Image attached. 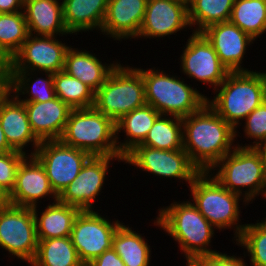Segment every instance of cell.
Returning <instances> with one entry per match:
<instances>
[{"mask_svg":"<svg viewBox=\"0 0 266 266\" xmlns=\"http://www.w3.org/2000/svg\"><path fill=\"white\" fill-rule=\"evenodd\" d=\"M120 224V221L111 222L94 210H83L78 214L70 238L84 266L112 248Z\"/></svg>","mask_w":266,"mask_h":266,"instance_id":"10","label":"cell"},{"mask_svg":"<svg viewBox=\"0 0 266 266\" xmlns=\"http://www.w3.org/2000/svg\"><path fill=\"white\" fill-rule=\"evenodd\" d=\"M262 196L266 198V184H265V189H264V192H263Z\"/></svg>","mask_w":266,"mask_h":266,"instance_id":"46","label":"cell"},{"mask_svg":"<svg viewBox=\"0 0 266 266\" xmlns=\"http://www.w3.org/2000/svg\"><path fill=\"white\" fill-rule=\"evenodd\" d=\"M37 208V206L33 207L32 210L38 240L69 237L74 221L82 211L78 207L56 201L48 204L38 217Z\"/></svg>","mask_w":266,"mask_h":266,"instance_id":"25","label":"cell"},{"mask_svg":"<svg viewBox=\"0 0 266 266\" xmlns=\"http://www.w3.org/2000/svg\"><path fill=\"white\" fill-rule=\"evenodd\" d=\"M123 224L115 231L112 248L125 266H150V245L141 234Z\"/></svg>","mask_w":266,"mask_h":266,"instance_id":"28","label":"cell"},{"mask_svg":"<svg viewBox=\"0 0 266 266\" xmlns=\"http://www.w3.org/2000/svg\"><path fill=\"white\" fill-rule=\"evenodd\" d=\"M108 0H62L63 19L69 34L101 30Z\"/></svg>","mask_w":266,"mask_h":266,"instance_id":"24","label":"cell"},{"mask_svg":"<svg viewBox=\"0 0 266 266\" xmlns=\"http://www.w3.org/2000/svg\"><path fill=\"white\" fill-rule=\"evenodd\" d=\"M56 38L29 34L19 51L7 63L9 71H41L53 74L63 71L70 46Z\"/></svg>","mask_w":266,"mask_h":266,"instance_id":"13","label":"cell"},{"mask_svg":"<svg viewBox=\"0 0 266 266\" xmlns=\"http://www.w3.org/2000/svg\"><path fill=\"white\" fill-rule=\"evenodd\" d=\"M195 266H247L241 256L227 255L225 253H215L198 258Z\"/></svg>","mask_w":266,"mask_h":266,"instance_id":"38","label":"cell"},{"mask_svg":"<svg viewBox=\"0 0 266 266\" xmlns=\"http://www.w3.org/2000/svg\"><path fill=\"white\" fill-rule=\"evenodd\" d=\"M34 156L45 168L52 189L59 195L80 173L91 155L60 140L41 141Z\"/></svg>","mask_w":266,"mask_h":266,"instance_id":"12","label":"cell"},{"mask_svg":"<svg viewBox=\"0 0 266 266\" xmlns=\"http://www.w3.org/2000/svg\"><path fill=\"white\" fill-rule=\"evenodd\" d=\"M244 133L250 139H254L252 144L245 146L237 143L238 147H255L266 137V100L256 109H254L244 120ZM256 140V141H255ZM255 143V144H254Z\"/></svg>","mask_w":266,"mask_h":266,"instance_id":"37","label":"cell"},{"mask_svg":"<svg viewBox=\"0 0 266 266\" xmlns=\"http://www.w3.org/2000/svg\"><path fill=\"white\" fill-rule=\"evenodd\" d=\"M24 9V0H0V13L20 12Z\"/></svg>","mask_w":266,"mask_h":266,"instance_id":"41","label":"cell"},{"mask_svg":"<svg viewBox=\"0 0 266 266\" xmlns=\"http://www.w3.org/2000/svg\"><path fill=\"white\" fill-rule=\"evenodd\" d=\"M183 149L200 172H209L236 145L235 130L208 103L182 118ZM234 145V146H233Z\"/></svg>","mask_w":266,"mask_h":266,"instance_id":"1","label":"cell"},{"mask_svg":"<svg viewBox=\"0 0 266 266\" xmlns=\"http://www.w3.org/2000/svg\"><path fill=\"white\" fill-rule=\"evenodd\" d=\"M56 97L71 109L91 108L95 103V92L79 79L64 70L53 74Z\"/></svg>","mask_w":266,"mask_h":266,"instance_id":"34","label":"cell"},{"mask_svg":"<svg viewBox=\"0 0 266 266\" xmlns=\"http://www.w3.org/2000/svg\"><path fill=\"white\" fill-rule=\"evenodd\" d=\"M29 36L24 11L0 13V59L8 63Z\"/></svg>","mask_w":266,"mask_h":266,"instance_id":"30","label":"cell"},{"mask_svg":"<svg viewBox=\"0 0 266 266\" xmlns=\"http://www.w3.org/2000/svg\"><path fill=\"white\" fill-rule=\"evenodd\" d=\"M190 27L188 5L179 0H148L139 38L175 35Z\"/></svg>","mask_w":266,"mask_h":266,"instance_id":"17","label":"cell"},{"mask_svg":"<svg viewBox=\"0 0 266 266\" xmlns=\"http://www.w3.org/2000/svg\"><path fill=\"white\" fill-rule=\"evenodd\" d=\"M189 186L192 202L198 211L215 230L233 228L234 240H237L245 227L239 224V201L243 198L223 187L212 177V172H200Z\"/></svg>","mask_w":266,"mask_h":266,"instance_id":"7","label":"cell"},{"mask_svg":"<svg viewBox=\"0 0 266 266\" xmlns=\"http://www.w3.org/2000/svg\"><path fill=\"white\" fill-rule=\"evenodd\" d=\"M86 50L71 48L65 56L64 71L89 86L96 92L105 82L106 78L118 62L108 65ZM100 60V61H99Z\"/></svg>","mask_w":266,"mask_h":266,"instance_id":"23","label":"cell"},{"mask_svg":"<svg viewBox=\"0 0 266 266\" xmlns=\"http://www.w3.org/2000/svg\"><path fill=\"white\" fill-rule=\"evenodd\" d=\"M186 43L180 56L181 71L189 78L210 83L215 91L230 72L202 32H193Z\"/></svg>","mask_w":266,"mask_h":266,"instance_id":"14","label":"cell"},{"mask_svg":"<svg viewBox=\"0 0 266 266\" xmlns=\"http://www.w3.org/2000/svg\"><path fill=\"white\" fill-rule=\"evenodd\" d=\"M9 69L5 62L0 64V101L9 93Z\"/></svg>","mask_w":266,"mask_h":266,"instance_id":"40","label":"cell"},{"mask_svg":"<svg viewBox=\"0 0 266 266\" xmlns=\"http://www.w3.org/2000/svg\"><path fill=\"white\" fill-rule=\"evenodd\" d=\"M59 140L91 156H121L116 142V122L95 107L72 109Z\"/></svg>","mask_w":266,"mask_h":266,"instance_id":"4","label":"cell"},{"mask_svg":"<svg viewBox=\"0 0 266 266\" xmlns=\"http://www.w3.org/2000/svg\"><path fill=\"white\" fill-rule=\"evenodd\" d=\"M47 196L52 197L54 202L58 201V195L52 189L43 165L34 155H27L18 167L8 203L33 208L38 205L37 201Z\"/></svg>","mask_w":266,"mask_h":266,"instance_id":"16","label":"cell"},{"mask_svg":"<svg viewBox=\"0 0 266 266\" xmlns=\"http://www.w3.org/2000/svg\"><path fill=\"white\" fill-rule=\"evenodd\" d=\"M24 103L31 129L40 141L59 140L72 110L60 98Z\"/></svg>","mask_w":266,"mask_h":266,"instance_id":"21","label":"cell"},{"mask_svg":"<svg viewBox=\"0 0 266 266\" xmlns=\"http://www.w3.org/2000/svg\"><path fill=\"white\" fill-rule=\"evenodd\" d=\"M146 104L144 82L139 68L119 63L95 92L94 107L115 122Z\"/></svg>","mask_w":266,"mask_h":266,"instance_id":"8","label":"cell"},{"mask_svg":"<svg viewBox=\"0 0 266 266\" xmlns=\"http://www.w3.org/2000/svg\"><path fill=\"white\" fill-rule=\"evenodd\" d=\"M114 159L124 160L122 156H91L78 176L58 195V201L82 211L94 209L92 204L102 191L110 161Z\"/></svg>","mask_w":266,"mask_h":266,"instance_id":"15","label":"cell"},{"mask_svg":"<svg viewBox=\"0 0 266 266\" xmlns=\"http://www.w3.org/2000/svg\"><path fill=\"white\" fill-rule=\"evenodd\" d=\"M87 266H125V264L115 250L110 248L99 257L95 258Z\"/></svg>","mask_w":266,"mask_h":266,"instance_id":"39","label":"cell"},{"mask_svg":"<svg viewBox=\"0 0 266 266\" xmlns=\"http://www.w3.org/2000/svg\"><path fill=\"white\" fill-rule=\"evenodd\" d=\"M215 90L207 103L236 130L240 120L266 100V72H230Z\"/></svg>","mask_w":266,"mask_h":266,"instance_id":"3","label":"cell"},{"mask_svg":"<svg viewBox=\"0 0 266 266\" xmlns=\"http://www.w3.org/2000/svg\"><path fill=\"white\" fill-rule=\"evenodd\" d=\"M26 156L15 150L0 154V187L7 195L15 186L18 167Z\"/></svg>","mask_w":266,"mask_h":266,"instance_id":"36","label":"cell"},{"mask_svg":"<svg viewBox=\"0 0 266 266\" xmlns=\"http://www.w3.org/2000/svg\"><path fill=\"white\" fill-rule=\"evenodd\" d=\"M230 22L257 39L266 32V0H234Z\"/></svg>","mask_w":266,"mask_h":266,"instance_id":"33","label":"cell"},{"mask_svg":"<svg viewBox=\"0 0 266 266\" xmlns=\"http://www.w3.org/2000/svg\"><path fill=\"white\" fill-rule=\"evenodd\" d=\"M24 13L29 34L58 36L69 34L63 19L62 2L57 0H24Z\"/></svg>","mask_w":266,"mask_h":266,"instance_id":"22","label":"cell"},{"mask_svg":"<svg viewBox=\"0 0 266 266\" xmlns=\"http://www.w3.org/2000/svg\"><path fill=\"white\" fill-rule=\"evenodd\" d=\"M139 70L143 77L146 104L160 114L184 118L207 103L206 96L178 76H170L154 67Z\"/></svg>","mask_w":266,"mask_h":266,"instance_id":"5","label":"cell"},{"mask_svg":"<svg viewBox=\"0 0 266 266\" xmlns=\"http://www.w3.org/2000/svg\"><path fill=\"white\" fill-rule=\"evenodd\" d=\"M14 151L8 144L4 131L0 123V154Z\"/></svg>","mask_w":266,"mask_h":266,"instance_id":"42","label":"cell"},{"mask_svg":"<svg viewBox=\"0 0 266 266\" xmlns=\"http://www.w3.org/2000/svg\"><path fill=\"white\" fill-rule=\"evenodd\" d=\"M233 5L234 0H191L188 19L190 27L196 25L192 32H202L212 24L230 21Z\"/></svg>","mask_w":266,"mask_h":266,"instance_id":"32","label":"cell"},{"mask_svg":"<svg viewBox=\"0 0 266 266\" xmlns=\"http://www.w3.org/2000/svg\"><path fill=\"white\" fill-rule=\"evenodd\" d=\"M154 225L178 242L187 263L218 253L209 248L215 228L191 201L174 202L159 209Z\"/></svg>","mask_w":266,"mask_h":266,"instance_id":"2","label":"cell"},{"mask_svg":"<svg viewBox=\"0 0 266 266\" xmlns=\"http://www.w3.org/2000/svg\"><path fill=\"white\" fill-rule=\"evenodd\" d=\"M148 0H108L101 31L114 40L138 38Z\"/></svg>","mask_w":266,"mask_h":266,"instance_id":"19","label":"cell"},{"mask_svg":"<svg viewBox=\"0 0 266 266\" xmlns=\"http://www.w3.org/2000/svg\"><path fill=\"white\" fill-rule=\"evenodd\" d=\"M140 145L160 150L183 149L182 118L160 114Z\"/></svg>","mask_w":266,"mask_h":266,"instance_id":"31","label":"cell"},{"mask_svg":"<svg viewBox=\"0 0 266 266\" xmlns=\"http://www.w3.org/2000/svg\"><path fill=\"white\" fill-rule=\"evenodd\" d=\"M12 93L9 92L0 101V123L6 136L9 146L25 154V148L30 143L34 150L30 155H34L41 141L33 133L24 103L20 102Z\"/></svg>","mask_w":266,"mask_h":266,"instance_id":"20","label":"cell"},{"mask_svg":"<svg viewBox=\"0 0 266 266\" xmlns=\"http://www.w3.org/2000/svg\"><path fill=\"white\" fill-rule=\"evenodd\" d=\"M37 246L32 208L9 203L0 206V248L30 264L36 255Z\"/></svg>","mask_w":266,"mask_h":266,"instance_id":"9","label":"cell"},{"mask_svg":"<svg viewBox=\"0 0 266 266\" xmlns=\"http://www.w3.org/2000/svg\"><path fill=\"white\" fill-rule=\"evenodd\" d=\"M236 244L247 249L252 266H266V219L245 224Z\"/></svg>","mask_w":266,"mask_h":266,"instance_id":"35","label":"cell"},{"mask_svg":"<svg viewBox=\"0 0 266 266\" xmlns=\"http://www.w3.org/2000/svg\"><path fill=\"white\" fill-rule=\"evenodd\" d=\"M212 170H218L216 175L212 176L223 187L240 196L243 195V202L247 203L246 205L259 194L263 195L266 184V162L254 147L236 146L209 172ZM243 187L247 189L243 191L241 189Z\"/></svg>","mask_w":266,"mask_h":266,"instance_id":"6","label":"cell"},{"mask_svg":"<svg viewBox=\"0 0 266 266\" xmlns=\"http://www.w3.org/2000/svg\"><path fill=\"white\" fill-rule=\"evenodd\" d=\"M160 115L151 105L145 104L123 115L116 121V142L119 154L124 158L137 145H140L149 130L153 126L156 118ZM121 130L126 135L123 142H119L118 134Z\"/></svg>","mask_w":266,"mask_h":266,"instance_id":"26","label":"cell"},{"mask_svg":"<svg viewBox=\"0 0 266 266\" xmlns=\"http://www.w3.org/2000/svg\"><path fill=\"white\" fill-rule=\"evenodd\" d=\"M179 1H182V2L186 3L187 5L191 2V0H179Z\"/></svg>","mask_w":266,"mask_h":266,"instance_id":"45","label":"cell"},{"mask_svg":"<svg viewBox=\"0 0 266 266\" xmlns=\"http://www.w3.org/2000/svg\"><path fill=\"white\" fill-rule=\"evenodd\" d=\"M8 204V195L0 187V206Z\"/></svg>","mask_w":266,"mask_h":266,"instance_id":"44","label":"cell"},{"mask_svg":"<svg viewBox=\"0 0 266 266\" xmlns=\"http://www.w3.org/2000/svg\"><path fill=\"white\" fill-rule=\"evenodd\" d=\"M266 162V137L254 147Z\"/></svg>","mask_w":266,"mask_h":266,"instance_id":"43","label":"cell"},{"mask_svg":"<svg viewBox=\"0 0 266 266\" xmlns=\"http://www.w3.org/2000/svg\"><path fill=\"white\" fill-rule=\"evenodd\" d=\"M34 74L36 72L33 71H9V91L20 102H46L56 98L53 73L46 72V79L37 77L36 80L31 76ZM25 94L30 98L21 99L19 95Z\"/></svg>","mask_w":266,"mask_h":266,"instance_id":"27","label":"cell"},{"mask_svg":"<svg viewBox=\"0 0 266 266\" xmlns=\"http://www.w3.org/2000/svg\"><path fill=\"white\" fill-rule=\"evenodd\" d=\"M202 33L211 42L219 60L229 72L250 71L241 64L247 47L255 41L251 36L230 21L212 24Z\"/></svg>","mask_w":266,"mask_h":266,"instance_id":"18","label":"cell"},{"mask_svg":"<svg viewBox=\"0 0 266 266\" xmlns=\"http://www.w3.org/2000/svg\"><path fill=\"white\" fill-rule=\"evenodd\" d=\"M123 162L160 176L162 179L166 177L185 180L189 185L200 173L184 149L160 150L137 145L124 157Z\"/></svg>","mask_w":266,"mask_h":266,"instance_id":"11","label":"cell"},{"mask_svg":"<svg viewBox=\"0 0 266 266\" xmlns=\"http://www.w3.org/2000/svg\"><path fill=\"white\" fill-rule=\"evenodd\" d=\"M31 266H84L71 238L38 240L37 252Z\"/></svg>","mask_w":266,"mask_h":266,"instance_id":"29","label":"cell"}]
</instances>
